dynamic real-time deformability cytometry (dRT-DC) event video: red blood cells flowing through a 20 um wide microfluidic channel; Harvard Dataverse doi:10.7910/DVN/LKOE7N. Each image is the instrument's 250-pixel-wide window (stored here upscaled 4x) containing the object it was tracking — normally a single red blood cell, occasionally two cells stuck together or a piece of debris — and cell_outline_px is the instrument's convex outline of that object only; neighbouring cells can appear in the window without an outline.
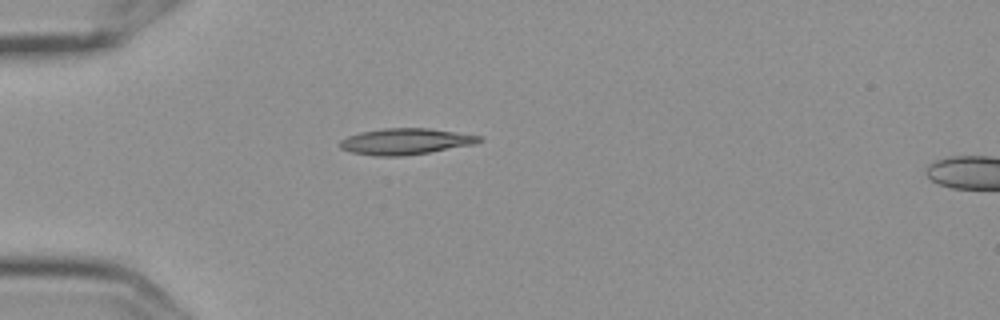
{"species": "Egyptian fruit bat (a non-hibernating species)", "species_latin": "Rousettus aegyptiacus", "temperature_condition": "cold", "stored_images_in_passage": 2, "camera_frame_rate_fps": 3000, "um_per_image_px": 0.085, "frame": {"image": 1, "passage_image": 1, "time_ms": 0.0, "image_size_px": [1000, 320], "cell_outline_px": [[484, 140], [476, 144], [404, 156], [372, 156], [352, 152], [340, 148], [340, 140], [348, 136], [360, 132], [384, 128], [428, 128], [484, 136]], "centroid_in_image_um": [34.5, 12.02], "position_along_channel_um": 50.5, "area_um2": 21.33}}